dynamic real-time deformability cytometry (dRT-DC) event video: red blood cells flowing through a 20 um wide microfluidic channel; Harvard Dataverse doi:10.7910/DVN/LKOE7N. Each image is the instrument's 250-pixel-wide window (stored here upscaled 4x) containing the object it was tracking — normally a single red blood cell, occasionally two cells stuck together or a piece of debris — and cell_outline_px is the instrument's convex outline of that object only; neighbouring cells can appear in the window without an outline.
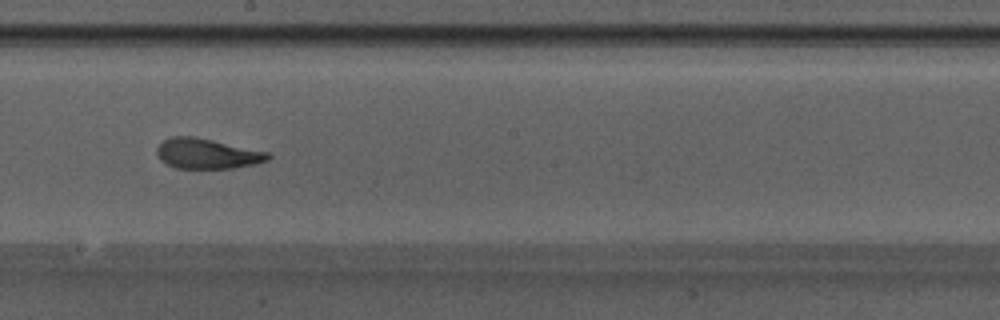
{"species": "Egyptian fruit bat (a non-hibernating species)", "species_latin": "Rousettus aegyptiacus", "temperature_condition": "warm", "stored_images_in_passage": 37, "camera_frame_rate_fps": 3000, "um_per_image_px": 0.085, "animal": {"sex": "male"}, "frame": {"image": 1, "passage_image": 21, "time_ms": 6.667, "image_size_px": [1000, 320], "cell_outline_px": [[272, 156], [268, 160], [256, 164], [232, 168], [176, 168], [160, 160], [156, 152], [156, 148], [164, 140], [172, 136], [192, 136], [212, 140], [268, 152]], "centroid_in_image_um": [17.6, 13.06], "position_along_channel_um": 230.6, "area_um2": 19.42}}